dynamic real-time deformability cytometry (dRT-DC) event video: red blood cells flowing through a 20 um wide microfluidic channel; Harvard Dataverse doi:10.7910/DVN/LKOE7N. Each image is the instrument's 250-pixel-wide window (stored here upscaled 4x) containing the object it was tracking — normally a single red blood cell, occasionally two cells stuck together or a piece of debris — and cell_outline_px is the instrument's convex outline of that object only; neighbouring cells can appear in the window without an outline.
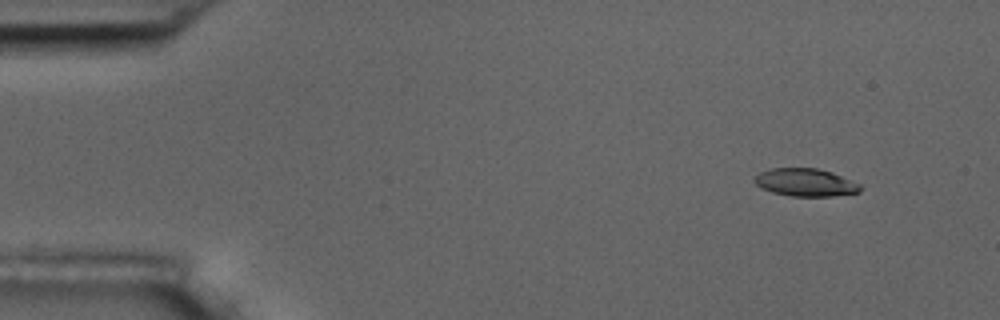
{"species": "common noctule bat (a hibernating species)", "species_latin": "Nyctalus noctula", "temperature_condition": "room temperature", "stored_images_in_passage": 4, "camera_frame_rate_fps": 3000, "um_per_image_px": 0.085, "animal": {"sex": "male", "body_mass_g": 17.5, "forearm_length_mm": 52.3}, "frame": {"image": 1, "passage_image": 1, "time_ms": 0.0, "image_size_px": [1000, 320], "cell_outline_px": [[860, 192], [832, 196], [792, 196], [772, 192], [756, 184], [752, 180], [760, 172], [772, 168], [816, 168], [832, 172], [860, 184]], "centroid_in_image_um": [68.46, 15.5], "position_along_channel_um": 16.5, "area_um2": 16.94}}
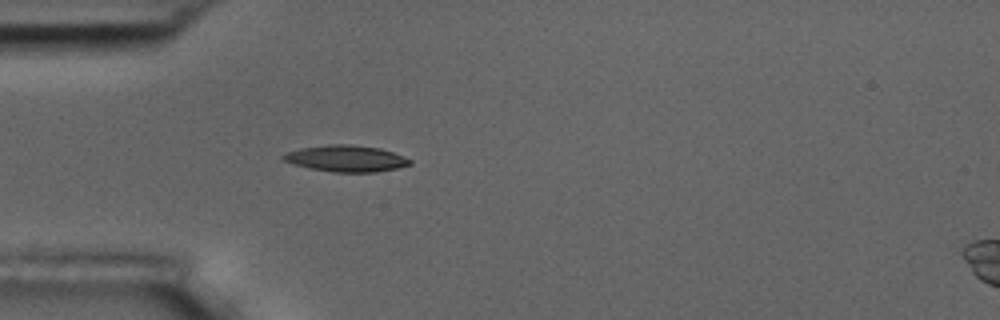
{"frame": {"image": 2, "passage_image": 4, "time_ms": 3.667, "image_size_px": [1000, 320], "cell_outline_px": [[412, 164], [396, 168], [376, 172], [332, 172], [308, 168], [292, 164], [284, 160], [280, 156], [288, 152], [300, 148], [332, 144], [348, 144], [380, 148], [392, 152], [412, 160]], "centroid_in_image_um": [29.4, 13.48], "position_along_channel_um": 55.6, "area_um2": 19.42}}